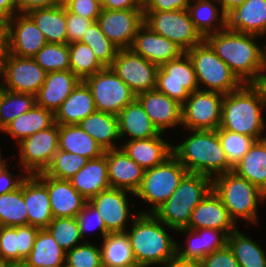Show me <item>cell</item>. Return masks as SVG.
Wrapping results in <instances>:
<instances>
[{
  "label": "cell",
  "mask_w": 266,
  "mask_h": 267,
  "mask_svg": "<svg viewBox=\"0 0 266 267\" xmlns=\"http://www.w3.org/2000/svg\"><path fill=\"white\" fill-rule=\"evenodd\" d=\"M224 94L197 90L182 104V126L189 130H217Z\"/></svg>",
  "instance_id": "obj_13"
},
{
  "label": "cell",
  "mask_w": 266,
  "mask_h": 267,
  "mask_svg": "<svg viewBox=\"0 0 266 267\" xmlns=\"http://www.w3.org/2000/svg\"><path fill=\"white\" fill-rule=\"evenodd\" d=\"M36 104V96L28 93L9 91L1 87L0 93V127L26 113Z\"/></svg>",
  "instance_id": "obj_44"
},
{
  "label": "cell",
  "mask_w": 266,
  "mask_h": 267,
  "mask_svg": "<svg viewBox=\"0 0 266 267\" xmlns=\"http://www.w3.org/2000/svg\"><path fill=\"white\" fill-rule=\"evenodd\" d=\"M44 34L47 43H67L65 6L37 8L26 13Z\"/></svg>",
  "instance_id": "obj_33"
},
{
  "label": "cell",
  "mask_w": 266,
  "mask_h": 267,
  "mask_svg": "<svg viewBox=\"0 0 266 267\" xmlns=\"http://www.w3.org/2000/svg\"><path fill=\"white\" fill-rule=\"evenodd\" d=\"M70 70L80 79L94 75L106 67L98 60L91 47L81 42L69 44Z\"/></svg>",
  "instance_id": "obj_43"
},
{
  "label": "cell",
  "mask_w": 266,
  "mask_h": 267,
  "mask_svg": "<svg viewBox=\"0 0 266 267\" xmlns=\"http://www.w3.org/2000/svg\"><path fill=\"white\" fill-rule=\"evenodd\" d=\"M5 159L1 164H0V195L4 193H8L11 191H14L18 189L23 180L26 178L28 174H25V176L22 175L19 177L17 175H13L9 172V167L7 166L8 163L6 162ZM16 177V178H14Z\"/></svg>",
  "instance_id": "obj_55"
},
{
  "label": "cell",
  "mask_w": 266,
  "mask_h": 267,
  "mask_svg": "<svg viewBox=\"0 0 266 267\" xmlns=\"http://www.w3.org/2000/svg\"><path fill=\"white\" fill-rule=\"evenodd\" d=\"M92 92L96 111L118 116L123 108L136 98V94L110 67L83 80Z\"/></svg>",
  "instance_id": "obj_10"
},
{
  "label": "cell",
  "mask_w": 266,
  "mask_h": 267,
  "mask_svg": "<svg viewBox=\"0 0 266 267\" xmlns=\"http://www.w3.org/2000/svg\"><path fill=\"white\" fill-rule=\"evenodd\" d=\"M95 111L92 92L87 84L81 80L55 112V123L58 125L78 124Z\"/></svg>",
  "instance_id": "obj_31"
},
{
  "label": "cell",
  "mask_w": 266,
  "mask_h": 267,
  "mask_svg": "<svg viewBox=\"0 0 266 267\" xmlns=\"http://www.w3.org/2000/svg\"><path fill=\"white\" fill-rule=\"evenodd\" d=\"M213 189V179L197 173H187L173 194L153 214L169 229L186 228L194 208Z\"/></svg>",
  "instance_id": "obj_5"
},
{
  "label": "cell",
  "mask_w": 266,
  "mask_h": 267,
  "mask_svg": "<svg viewBox=\"0 0 266 267\" xmlns=\"http://www.w3.org/2000/svg\"><path fill=\"white\" fill-rule=\"evenodd\" d=\"M158 136L148 139H134L126 141L120 147L126 154L144 170L162 164L172 153V145Z\"/></svg>",
  "instance_id": "obj_29"
},
{
  "label": "cell",
  "mask_w": 266,
  "mask_h": 267,
  "mask_svg": "<svg viewBox=\"0 0 266 267\" xmlns=\"http://www.w3.org/2000/svg\"><path fill=\"white\" fill-rule=\"evenodd\" d=\"M136 98L160 132L164 133L167 128L182 124V105L176 100L156 89L141 92Z\"/></svg>",
  "instance_id": "obj_21"
},
{
  "label": "cell",
  "mask_w": 266,
  "mask_h": 267,
  "mask_svg": "<svg viewBox=\"0 0 266 267\" xmlns=\"http://www.w3.org/2000/svg\"><path fill=\"white\" fill-rule=\"evenodd\" d=\"M76 218L83 238H85L86 232L94 228L100 230L102 238L109 233L106 230L105 224L99 212L88 201L84 205L83 209L78 213Z\"/></svg>",
  "instance_id": "obj_51"
},
{
  "label": "cell",
  "mask_w": 266,
  "mask_h": 267,
  "mask_svg": "<svg viewBox=\"0 0 266 267\" xmlns=\"http://www.w3.org/2000/svg\"><path fill=\"white\" fill-rule=\"evenodd\" d=\"M233 171L266 194V138L255 141Z\"/></svg>",
  "instance_id": "obj_38"
},
{
  "label": "cell",
  "mask_w": 266,
  "mask_h": 267,
  "mask_svg": "<svg viewBox=\"0 0 266 267\" xmlns=\"http://www.w3.org/2000/svg\"><path fill=\"white\" fill-rule=\"evenodd\" d=\"M71 0H56V5L59 6H65L66 4H68Z\"/></svg>",
  "instance_id": "obj_66"
},
{
  "label": "cell",
  "mask_w": 266,
  "mask_h": 267,
  "mask_svg": "<svg viewBox=\"0 0 266 267\" xmlns=\"http://www.w3.org/2000/svg\"><path fill=\"white\" fill-rule=\"evenodd\" d=\"M1 151H2V150L0 149V164L4 161V159L1 157V156H2V155H1V154H2Z\"/></svg>",
  "instance_id": "obj_68"
},
{
  "label": "cell",
  "mask_w": 266,
  "mask_h": 267,
  "mask_svg": "<svg viewBox=\"0 0 266 267\" xmlns=\"http://www.w3.org/2000/svg\"><path fill=\"white\" fill-rule=\"evenodd\" d=\"M120 138L128 135L130 140L148 139L161 132L152 123L140 101L135 98L118 114Z\"/></svg>",
  "instance_id": "obj_32"
},
{
  "label": "cell",
  "mask_w": 266,
  "mask_h": 267,
  "mask_svg": "<svg viewBox=\"0 0 266 267\" xmlns=\"http://www.w3.org/2000/svg\"><path fill=\"white\" fill-rule=\"evenodd\" d=\"M8 54V28L5 21L0 20V70Z\"/></svg>",
  "instance_id": "obj_59"
},
{
  "label": "cell",
  "mask_w": 266,
  "mask_h": 267,
  "mask_svg": "<svg viewBox=\"0 0 266 267\" xmlns=\"http://www.w3.org/2000/svg\"><path fill=\"white\" fill-rule=\"evenodd\" d=\"M89 159L79 154L58 150L50 166L45 170L47 176L69 180L73 177Z\"/></svg>",
  "instance_id": "obj_48"
},
{
  "label": "cell",
  "mask_w": 266,
  "mask_h": 267,
  "mask_svg": "<svg viewBox=\"0 0 266 267\" xmlns=\"http://www.w3.org/2000/svg\"><path fill=\"white\" fill-rule=\"evenodd\" d=\"M200 264L201 267H241L228 245L206 255Z\"/></svg>",
  "instance_id": "obj_54"
},
{
  "label": "cell",
  "mask_w": 266,
  "mask_h": 267,
  "mask_svg": "<svg viewBox=\"0 0 266 267\" xmlns=\"http://www.w3.org/2000/svg\"><path fill=\"white\" fill-rule=\"evenodd\" d=\"M6 267H28L24 262L7 263Z\"/></svg>",
  "instance_id": "obj_64"
},
{
  "label": "cell",
  "mask_w": 266,
  "mask_h": 267,
  "mask_svg": "<svg viewBox=\"0 0 266 267\" xmlns=\"http://www.w3.org/2000/svg\"><path fill=\"white\" fill-rule=\"evenodd\" d=\"M101 6L106 10H143L135 0H102Z\"/></svg>",
  "instance_id": "obj_58"
},
{
  "label": "cell",
  "mask_w": 266,
  "mask_h": 267,
  "mask_svg": "<svg viewBox=\"0 0 266 267\" xmlns=\"http://www.w3.org/2000/svg\"><path fill=\"white\" fill-rule=\"evenodd\" d=\"M33 58L47 73L70 70L68 43H47Z\"/></svg>",
  "instance_id": "obj_47"
},
{
  "label": "cell",
  "mask_w": 266,
  "mask_h": 267,
  "mask_svg": "<svg viewBox=\"0 0 266 267\" xmlns=\"http://www.w3.org/2000/svg\"><path fill=\"white\" fill-rule=\"evenodd\" d=\"M191 136L172 146L173 155L189 173H197L212 179L233 171L217 130H190Z\"/></svg>",
  "instance_id": "obj_4"
},
{
  "label": "cell",
  "mask_w": 266,
  "mask_h": 267,
  "mask_svg": "<svg viewBox=\"0 0 266 267\" xmlns=\"http://www.w3.org/2000/svg\"><path fill=\"white\" fill-rule=\"evenodd\" d=\"M130 49L158 67L185 52L176 43L154 32L145 23L139 27Z\"/></svg>",
  "instance_id": "obj_19"
},
{
  "label": "cell",
  "mask_w": 266,
  "mask_h": 267,
  "mask_svg": "<svg viewBox=\"0 0 266 267\" xmlns=\"http://www.w3.org/2000/svg\"><path fill=\"white\" fill-rule=\"evenodd\" d=\"M78 125L97 141L104 151L120 148L115 142L120 140L118 116L95 111Z\"/></svg>",
  "instance_id": "obj_35"
},
{
  "label": "cell",
  "mask_w": 266,
  "mask_h": 267,
  "mask_svg": "<svg viewBox=\"0 0 266 267\" xmlns=\"http://www.w3.org/2000/svg\"><path fill=\"white\" fill-rule=\"evenodd\" d=\"M66 251L44 228L39 229L33 248L24 263L28 267H57L65 264Z\"/></svg>",
  "instance_id": "obj_39"
},
{
  "label": "cell",
  "mask_w": 266,
  "mask_h": 267,
  "mask_svg": "<svg viewBox=\"0 0 266 267\" xmlns=\"http://www.w3.org/2000/svg\"><path fill=\"white\" fill-rule=\"evenodd\" d=\"M190 0H151L143 12L174 11L188 9Z\"/></svg>",
  "instance_id": "obj_56"
},
{
  "label": "cell",
  "mask_w": 266,
  "mask_h": 267,
  "mask_svg": "<svg viewBox=\"0 0 266 267\" xmlns=\"http://www.w3.org/2000/svg\"><path fill=\"white\" fill-rule=\"evenodd\" d=\"M227 245L241 267H266L264 249L238 228L228 235Z\"/></svg>",
  "instance_id": "obj_40"
},
{
  "label": "cell",
  "mask_w": 266,
  "mask_h": 267,
  "mask_svg": "<svg viewBox=\"0 0 266 267\" xmlns=\"http://www.w3.org/2000/svg\"><path fill=\"white\" fill-rule=\"evenodd\" d=\"M46 75L47 72L33 57H19L8 53L0 70V79L3 78L0 85L9 91L36 96Z\"/></svg>",
  "instance_id": "obj_14"
},
{
  "label": "cell",
  "mask_w": 266,
  "mask_h": 267,
  "mask_svg": "<svg viewBox=\"0 0 266 267\" xmlns=\"http://www.w3.org/2000/svg\"><path fill=\"white\" fill-rule=\"evenodd\" d=\"M67 19V43L79 42L89 26L93 24L92 20L76 15L66 9Z\"/></svg>",
  "instance_id": "obj_52"
},
{
  "label": "cell",
  "mask_w": 266,
  "mask_h": 267,
  "mask_svg": "<svg viewBox=\"0 0 266 267\" xmlns=\"http://www.w3.org/2000/svg\"><path fill=\"white\" fill-rule=\"evenodd\" d=\"M163 267H201L200 262L183 260L177 256L162 264Z\"/></svg>",
  "instance_id": "obj_61"
},
{
  "label": "cell",
  "mask_w": 266,
  "mask_h": 267,
  "mask_svg": "<svg viewBox=\"0 0 266 267\" xmlns=\"http://www.w3.org/2000/svg\"><path fill=\"white\" fill-rule=\"evenodd\" d=\"M0 93H1V85H0ZM2 130H3V129L0 127V131H1V132H2Z\"/></svg>",
  "instance_id": "obj_70"
},
{
  "label": "cell",
  "mask_w": 266,
  "mask_h": 267,
  "mask_svg": "<svg viewBox=\"0 0 266 267\" xmlns=\"http://www.w3.org/2000/svg\"><path fill=\"white\" fill-rule=\"evenodd\" d=\"M14 3L20 13H27L33 9L55 6L56 0H14Z\"/></svg>",
  "instance_id": "obj_57"
},
{
  "label": "cell",
  "mask_w": 266,
  "mask_h": 267,
  "mask_svg": "<svg viewBox=\"0 0 266 267\" xmlns=\"http://www.w3.org/2000/svg\"><path fill=\"white\" fill-rule=\"evenodd\" d=\"M65 263L73 267H103L101 248L85 241L66 252Z\"/></svg>",
  "instance_id": "obj_50"
},
{
  "label": "cell",
  "mask_w": 266,
  "mask_h": 267,
  "mask_svg": "<svg viewBox=\"0 0 266 267\" xmlns=\"http://www.w3.org/2000/svg\"><path fill=\"white\" fill-rule=\"evenodd\" d=\"M255 34L228 28L209 34L205 41L243 84H262L266 73V47L261 48Z\"/></svg>",
  "instance_id": "obj_1"
},
{
  "label": "cell",
  "mask_w": 266,
  "mask_h": 267,
  "mask_svg": "<svg viewBox=\"0 0 266 267\" xmlns=\"http://www.w3.org/2000/svg\"><path fill=\"white\" fill-rule=\"evenodd\" d=\"M222 148L224 149L228 161L234 167L241 158L248 152L256 141L253 137L235 133L222 128L217 129Z\"/></svg>",
  "instance_id": "obj_49"
},
{
  "label": "cell",
  "mask_w": 266,
  "mask_h": 267,
  "mask_svg": "<svg viewBox=\"0 0 266 267\" xmlns=\"http://www.w3.org/2000/svg\"><path fill=\"white\" fill-rule=\"evenodd\" d=\"M178 231L188 236V246L182 248L177 242L176 256L183 260L200 262L206 255L227 245L228 235L224 231L211 228L198 230L183 228Z\"/></svg>",
  "instance_id": "obj_23"
},
{
  "label": "cell",
  "mask_w": 266,
  "mask_h": 267,
  "mask_svg": "<svg viewBox=\"0 0 266 267\" xmlns=\"http://www.w3.org/2000/svg\"><path fill=\"white\" fill-rule=\"evenodd\" d=\"M64 267H73V266H69V265H67L66 263L64 264Z\"/></svg>",
  "instance_id": "obj_69"
},
{
  "label": "cell",
  "mask_w": 266,
  "mask_h": 267,
  "mask_svg": "<svg viewBox=\"0 0 266 267\" xmlns=\"http://www.w3.org/2000/svg\"><path fill=\"white\" fill-rule=\"evenodd\" d=\"M91 47L98 60L105 66L110 67L116 58L119 48L114 45L101 31L100 25L93 22L79 41Z\"/></svg>",
  "instance_id": "obj_46"
},
{
  "label": "cell",
  "mask_w": 266,
  "mask_h": 267,
  "mask_svg": "<svg viewBox=\"0 0 266 267\" xmlns=\"http://www.w3.org/2000/svg\"><path fill=\"white\" fill-rule=\"evenodd\" d=\"M110 68L136 95L156 88L159 67L131 49H119Z\"/></svg>",
  "instance_id": "obj_15"
},
{
  "label": "cell",
  "mask_w": 266,
  "mask_h": 267,
  "mask_svg": "<svg viewBox=\"0 0 266 267\" xmlns=\"http://www.w3.org/2000/svg\"><path fill=\"white\" fill-rule=\"evenodd\" d=\"M59 150L79 154L88 159L102 156L105 151L78 124L59 125Z\"/></svg>",
  "instance_id": "obj_37"
},
{
  "label": "cell",
  "mask_w": 266,
  "mask_h": 267,
  "mask_svg": "<svg viewBox=\"0 0 266 267\" xmlns=\"http://www.w3.org/2000/svg\"><path fill=\"white\" fill-rule=\"evenodd\" d=\"M144 23L154 32L176 43L185 52L201 44L204 37L195 28L187 9L143 12Z\"/></svg>",
  "instance_id": "obj_9"
},
{
  "label": "cell",
  "mask_w": 266,
  "mask_h": 267,
  "mask_svg": "<svg viewBox=\"0 0 266 267\" xmlns=\"http://www.w3.org/2000/svg\"><path fill=\"white\" fill-rule=\"evenodd\" d=\"M0 224L2 226L28 225V212L21 186L11 192L0 195Z\"/></svg>",
  "instance_id": "obj_42"
},
{
  "label": "cell",
  "mask_w": 266,
  "mask_h": 267,
  "mask_svg": "<svg viewBox=\"0 0 266 267\" xmlns=\"http://www.w3.org/2000/svg\"><path fill=\"white\" fill-rule=\"evenodd\" d=\"M217 4L220 5L219 0H190L189 2L187 10L191 21L204 38L209 34L227 28V15L223 12L221 6L217 8Z\"/></svg>",
  "instance_id": "obj_36"
},
{
  "label": "cell",
  "mask_w": 266,
  "mask_h": 267,
  "mask_svg": "<svg viewBox=\"0 0 266 267\" xmlns=\"http://www.w3.org/2000/svg\"><path fill=\"white\" fill-rule=\"evenodd\" d=\"M39 229L31 225L2 226L0 259L6 263L24 262L33 248Z\"/></svg>",
  "instance_id": "obj_25"
},
{
  "label": "cell",
  "mask_w": 266,
  "mask_h": 267,
  "mask_svg": "<svg viewBox=\"0 0 266 267\" xmlns=\"http://www.w3.org/2000/svg\"><path fill=\"white\" fill-rule=\"evenodd\" d=\"M100 248L103 266H124L137 263L126 232L108 233L103 237Z\"/></svg>",
  "instance_id": "obj_41"
},
{
  "label": "cell",
  "mask_w": 266,
  "mask_h": 267,
  "mask_svg": "<svg viewBox=\"0 0 266 267\" xmlns=\"http://www.w3.org/2000/svg\"><path fill=\"white\" fill-rule=\"evenodd\" d=\"M187 173L186 168L173 154L162 164L145 170L141 185L134 196L152 206L150 212L139 213H153L173 194Z\"/></svg>",
  "instance_id": "obj_8"
},
{
  "label": "cell",
  "mask_w": 266,
  "mask_h": 267,
  "mask_svg": "<svg viewBox=\"0 0 266 267\" xmlns=\"http://www.w3.org/2000/svg\"><path fill=\"white\" fill-rule=\"evenodd\" d=\"M45 229L66 252L85 242L76 217L53 218Z\"/></svg>",
  "instance_id": "obj_45"
},
{
  "label": "cell",
  "mask_w": 266,
  "mask_h": 267,
  "mask_svg": "<svg viewBox=\"0 0 266 267\" xmlns=\"http://www.w3.org/2000/svg\"><path fill=\"white\" fill-rule=\"evenodd\" d=\"M20 13L15 8L14 0H0V20L7 22Z\"/></svg>",
  "instance_id": "obj_60"
},
{
  "label": "cell",
  "mask_w": 266,
  "mask_h": 267,
  "mask_svg": "<svg viewBox=\"0 0 266 267\" xmlns=\"http://www.w3.org/2000/svg\"><path fill=\"white\" fill-rule=\"evenodd\" d=\"M186 53L193 63L199 90L228 94L243 85L205 40Z\"/></svg>",
  "instance_id": "obj_7"
},
{
  "label": "cell",
  "mask_w": 266,
  "mask_h": 267,
  "mask_svg": "<svg viewBox=\"0 0 266 267\" xmlns=\"http://www.w3.org/2000/svg\"><path fill=\"white\" fill-rule=\"evenodd\" d=\"M155 89L181 105L199 90L193 63L186 52L158 68Z\"/></svg>",
  "instance_id": "obj_11"
},
{
  "label": "cell",
  "mask_w": 266,
  "mask_h": 267,
  "mask_svg": "<svg viewBox=\"0 0 266 267\" xmlns=\"http://www.w3.org/2000/svg\"><path fill=\"white\" fill-rule=\"evenodd\" d=\"M127 193L135 195L128 190L109 188L88 201L99 212L109 233L126 232L129 227L131 214Z\"/></svg>",
  "instance_id": "obj_17"
},
{
  "label": "cell",
  "mask_w": 266,
  "mask_h": 267,
  "mask_svg": "<svg viewBox=\"0 0 266 267\" xmlns=\"http://www.w3.org/2000/svg\"><path fill=\"white\" fill-rule=\"evenodd\" d=\"M231 218L219 196L212 189L209 194L194 208L186 228L198 230L211 228L224 231L229 235L238 227Z\"/></svg>",
  "instance_id": "obj_20"
},
{
  "label": "cell",
  "mask_w": 266,
  "mask_h": 267,
  "mask_svg": "<svg viewBox=\"0 0 266 267\" xmlns=\"http://www.w3.org/2000/svg\"><path fill=\"white\" fill-rule=\"evenodd\" d=\"M8 53L19 57H33L47 41L44 34L26 13H18L6 22Z\"/></svg>",
  "instance_id": "obj_18"
},
{
  "label": "cell",
  "mask_w": 266,
  "mask_h": 267,
  "mask_svg": "<svg viewBox=\"0 0 266 267\" xmlns=\"http://www.w3.org/2000/svg\"><path fill=\"white\" fill-rule=\"evenodd\" d=\"M80 81L71 70L47 73L36 95V104L55 114Z\"/></svg>",
  "instance_id": "obj_27"
},
{
  "label": "cell",
  "mask_w": 266,
  "mask_h": 267,
  "mask_svg": "<svg viewBox=\"0 0 266 267\" xmlns=\"http://www.w3.org/2000/svg\"><path fill=\"white\" fill-rule=\"evenodd\" d=\"M7 263L0 259V267H6Z\"/></svg>",
  "instance_id": "obj_67"
},
{
  "label": "cell",
  "mask_w": 266,
  "mask_h": 267,
  "mask_svg": "<svg viewBox=\"0 0 266 267\" xmlns=\"http://www.w3.org/2000/svg\"><path fill=\"white\" fill-rule=\"evenodd\" d=\"M151 0H135V2L137 3V5L144 9L150 2Z\"/></svg>",
  "instance_id": "obj_63"
},
{
  "label": "cell",
  "mask_w": 266,
  "mask_h": 267,
  "mask_svg": "<svg viewBox=\"0 0 266 267\" xmlns=\"http://www.w3.org/2000/svg\"><path fill=\"white\" fill-rule=\"evenodd\" d=\"M54 123V113L35 104L29 111L7 124L2 132L9 134L18 144L30 135L49 128Z\"/></svg>",
  "instance_id": "obj_34"
},
{
  "label": "cell",
  "mask_w": 266,
  "mask_h": 267,
  "mask_svg": "<svg viewBox=\"0 0 266 267\" xmlns=\"http://www.w3.org/2000/svg\"><path fill=\"white\" fill-rule=\"evenodd\" d=\"M110 188L124 189L135 194L145 170L120 147L106 151Z\"/></svg>",
  "instance_id": "obj_24"
},
{
  "label": "cell",
  "mask_w": 266,
  "mask_h": 267,
  "mask_svg": "<svg viewBox=\"0 0 266 267\" xmlns=\"http://www.w3.org/2000/svg\"><path fill=\"white\" fill-rule=\"evenodd\" d=\"M47 186L53 218L76 217L87 200L69 180L56 179L44 172L36 174Z\"/></svg>",
  "instance_id": "obj_22"
},
{
  "label": "cell",
  "mask_w": 266,
  "mask_h": 267,
  "mask_svg": "<svg viewBox=\"0 0 266 267\" xmlns=\"http://www.w3.org/2000/svg\"><path fill=\"white\" fill-rule=\"evenodd\" d=\"M245 0H219L220 6L223 9V12L228 15L235 8L240 6Z\"/></svg>",
  "instance_id": "obj_62"
},
{
  "label": "cell",
  "mask_w": 266,
  "mask_h": 267,
  "mask_svg": "<svg viewBox=\"0 0 266 267\" xmlns=\"http://www.w3.org/2000/svg\"><path fill=\"white\" fill-rule=\"evenodd\" d=\"M69 181L87 201L109 189L106 151L98 158L89 159Z\"/></svg>",
  "instance_id": "obj_30"
},
{
  "label": "cell",
  "mask_w": 266,
  "mask_h": 267,
  "mask_svg": "<svg viewBox=\"0 0 266 267\" xmlns=\"http://www.w3.org/2000/svg\"><path fill=\"white\" fill-rule=\"evenodd\" d=\"M58 141L59 125L54 123L19 142V164L23 166L25 174L45 172L59 150Z\"/></svg>",
  "instance_id": "obj_12"
},
{
  "label": "cell",
  "mask_w": 266,
  "mask_h": 267,
  "mask_svg": "<svg viewBox=\"0 0 266 267\" xmlns=\"http://www.w3.org/2000/svg\"><path fill=\"white\" fill-rule=\"evenodd\" d=\"M65 8L76 15L97 21L102 11V6L99 1L96 0H71L65 5Z\"/></svg>",
  "instance_id": "obj_53"
},
{
  "label": "cell",
  "mask_w": 266,
  "mask_h": 267,
  "mask_svg": "<svg viewBox=\"0 0 266 267\" xmlns=\"http://www.w3.org/2000/svg\"><path fill=\"white\" fill-rule=\"evenodd\" d=\"M266 90L262 84H243L238 90L224 94L219 128L265 139Z\"/></svg>",
  "instance_id": "obj_2"
},
{
  "label": "cell",
  "mask_w": 266,
  "mask_h": 267,
  "mask_svg": "<svg viewBox=\"0 0 266 267\" xmlns=\"http://www.w3.org/2000/svg\"><path fill=\"white\" fill-rule=\"evenodd\" d=\"M103 267H145L141 264L138 263H133V264H128V265H124V266H103Z\"/></svg>",
  "instance_id": "obj_65"
},
{
  "label": "cell",
  "mask_w": 266,
  "mask_h": 267,
  "mask_svg": "<svg viewBox=\"0 0 266 267\" xmlns=\"http://www.w3.org/2000/svg\"><path fill=\"white\" fill-rule=\"evenodd\" d=\"M132 219L131 229L127 228L126 233L138 264L162 265L176 256L177 241L167 233L165 223L153 213L132 214Z\"/></svg>",
  "instance_id": "obj_3"
},
{
  "label": "cell",
  "mask_w": 266,
  "mask_h": 267,
  "mask_svg": "<svg viewBox=\"0 0 266 267\" xmlns=\"http://www.w3.org/2000/svg\"><path fill=\"white\" fill-rule=\"evenodd\" d=\"M213 190L235 223L239 217L247 220V225H257L259 202L266 199V194L257 186L230 171L213 179Z\"/></svg>",
  "instance_id": "obj_6"
},
{
  "label": "cell",
  "mask_w": 266,
  "mask_h": 267,
  "mask_svg": "<svg viewBox=\"0 0 266 267\" xmlns=\"http://www.w3.org/2000/svg\"><path fill=\"white\" fill-rule=\"evenodd\" d=\"M23 196L28 212V225L46 228L53 220L46 184L37 175L23 180Z\"/></svg>",
  "instance_id": "obj_26"
},
{
  "label": "cell",
  "mask_w": 266,
  "mask_h": 267,
  "mask_svg": "<svg viewBox=\"0 0 266 267\" xmlns=\"http://www.w3.org/2000/svg\"><path fill=\"white\" fill-rule=\"evenodd\" d=\"M97 23L119 49H130L139 27L144 23L143 10L102 9Z\"/></svg>",
  "instance_id": "obj_16"
},
{
  "label": "cell",
  "mask_w": 266,
  "mask_h": 267,
  "mask_svg": "<svg viewBox=\"0 0 266 267\" xmlns=\"http://www.w3.org/2000/svg\"><path fill=\"white\" fill-rule=\"evenodd\" d=\"M229 30L266 35V0H245L227 15Z\"/></svg>",
  "instance_id": "obj_28"
}]
</instances>
